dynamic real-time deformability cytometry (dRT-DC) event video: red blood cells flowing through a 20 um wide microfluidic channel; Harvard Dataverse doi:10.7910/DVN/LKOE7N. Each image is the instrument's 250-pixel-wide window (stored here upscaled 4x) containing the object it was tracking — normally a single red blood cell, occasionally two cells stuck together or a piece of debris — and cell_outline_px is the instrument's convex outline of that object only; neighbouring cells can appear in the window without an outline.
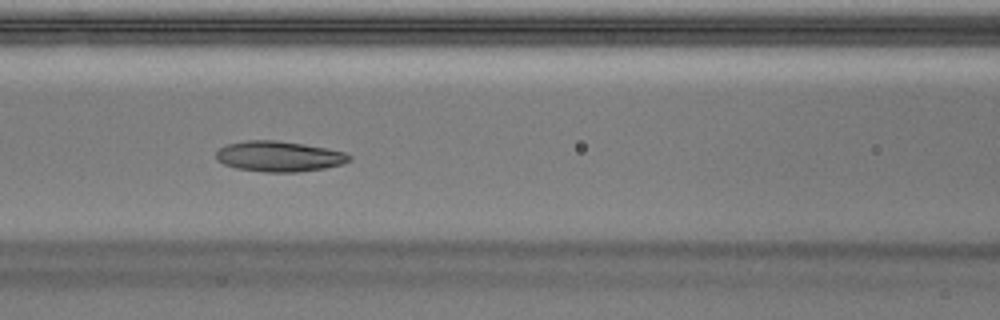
{"species": "Egyptian fruit bat (a non-hibernating species)", "species_latin": "Rousettus aegyptiacus", "temperature_condition": "warm", "stored_images_in_passage": 49, "camera_frame_rate_fps": 3000, "um_per_image_px": 0.085, "animal": {"sex": "male"}, "frame": {"image": 1, "passage_image": 21, "time_ms": 6.667, "image_size_px": [1000, 320], "cell_outline_px": [[352, 160], [344, 164], [324, 168], [296, 172], [264, 172], [236, 168], [224, 164], [216, 160], [216, 152], [220, 148], [228, 144], [244, 140], [276, 140], [304, 144], [328, 148], [344, 152], [352, 156]], "centroid_in_image_um": [23.74, 13.29], "position_along_channel_um": 142.9, "area_um2": 23.81}}
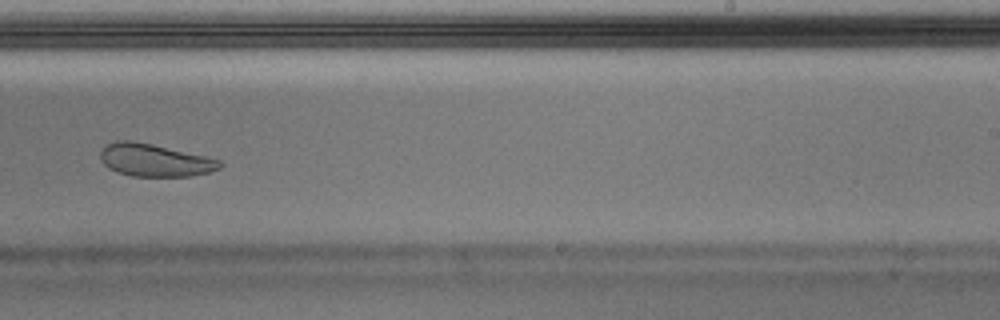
{"frame": {"image": 2, "passage_image": 31, "time_ms": 10.0, "image_size_px": [1000, 320], "cell_outline_px": [[224, 164], [220, 168], [208, 172], [188, 176], [132, 176], [108, 168], [100, 160], [100, 152], [108, 144], [116, 140], [132, 140], [152, 144], [204, 156], [220, 160]], "centroid_in_image_um": [13.13, 13.61], "position_along_channel_um": 275.9, "area_um2": 22.43}}
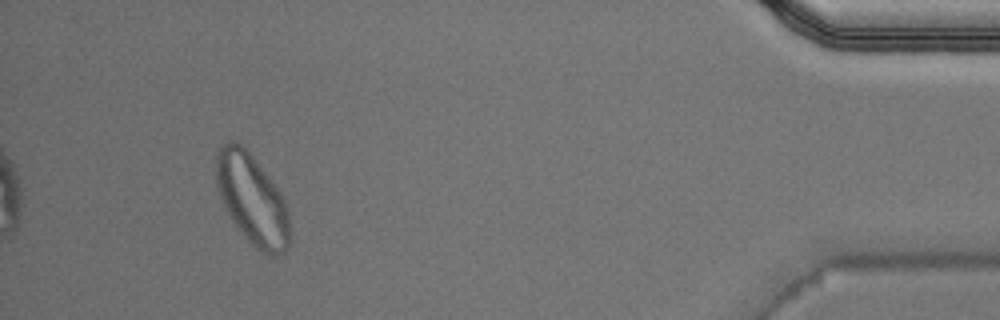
{"frame": {"image": 3, "passage_image": 46, "time_ms": 15.0, "image_size_px": [1000, 320], "cell_outline_px": [[288, 248], [284, 252], [276, 256], [272, 256], [260, 252], [244, 236], [232, 220], [224, 208], [216, 184], [216, 156], [220, 148], [228, 140], [236, 140], [252, 156], [280, 192], [284, 200], [288, 212]], "centroid_in_image_um": [21.41, 16.96], "position_along_channel_um": 413.8, "area_um2": 38.26}, "authors_computed_cell_mechanics": {"area_um2": 24.3338, "velocity_mm_per_s": 3.9919, "shape_relaxation_time_tau1_ms": 5.8137, "shape_relaxation_time_tau2_ms": 2.4308, "deformation_change_tau1": 0.1597, "deformation_change_tau2": 0.0898}}